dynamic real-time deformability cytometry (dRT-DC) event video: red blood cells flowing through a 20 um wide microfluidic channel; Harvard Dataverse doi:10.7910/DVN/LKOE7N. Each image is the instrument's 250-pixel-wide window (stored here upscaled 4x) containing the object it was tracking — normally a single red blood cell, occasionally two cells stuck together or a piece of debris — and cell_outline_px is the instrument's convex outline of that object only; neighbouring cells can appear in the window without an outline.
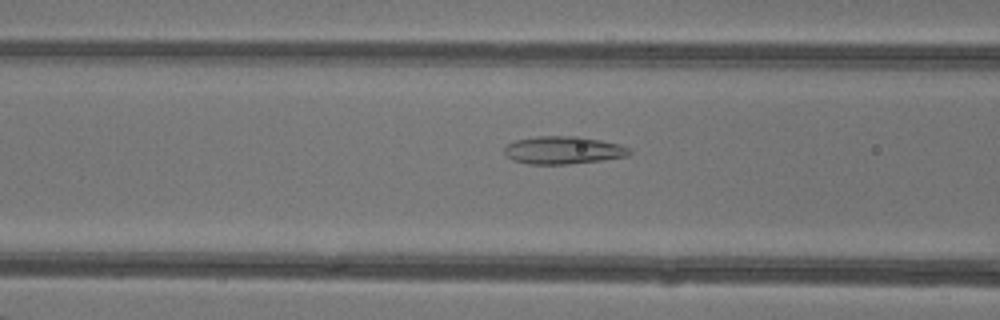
{"species": "common noctule bat (a hibernating species)", "species_latin": "Nyctalus noctula", "temperature_condition": "warm", "stored_images_in_passage": 48, "camera_frame_rate_fps": 3000, "um_per_image_px": 0.085, "animal": {"sex": "female"}, "frame": {"image": 1, "passage_image": 20, "time_ms": 6.333, "image_size_px": [1000, 320], "cell_outline_px": [[632, 152], [628, 156], [604, 160], [568, 164], [528, 164], [512, 160], [504, 152], [504, 148], [508, 144], [516, 140], [536, 136], [580, 136], [600, 140], [632, 148]], "centroid_in_image_um": [47.89, 12.77], "position_along_channel_um": 118.7, "area_um2": 20.29}}
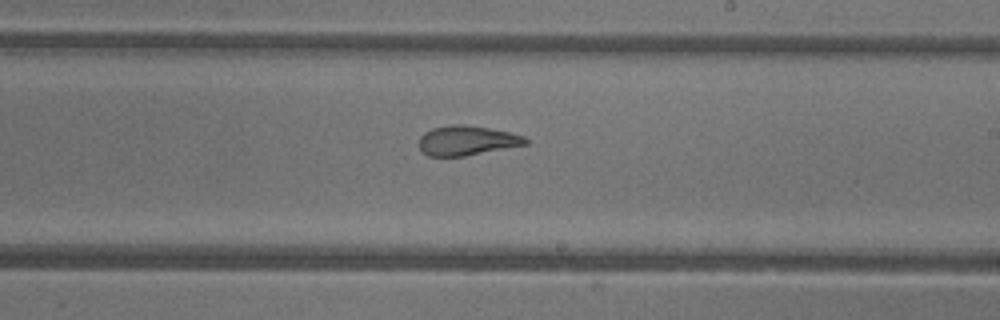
{"frame": {"image": 2, "passage_image": 29, "time_ms": 9.333, "image_size_px": [1000, 320], "cell_outline_px": [[528, 144], [464, 156], [428, 156], [416, 144], [420, 136], [424, 132], [432, 128], [452, 124], [464, 124], [488, 128], [508, 132], [524, 136], [528, 140]], "centroid_in_image_um": [39.64, 11.94], "position_along_channel_um": 249.4, "area_um2": 18.44}}
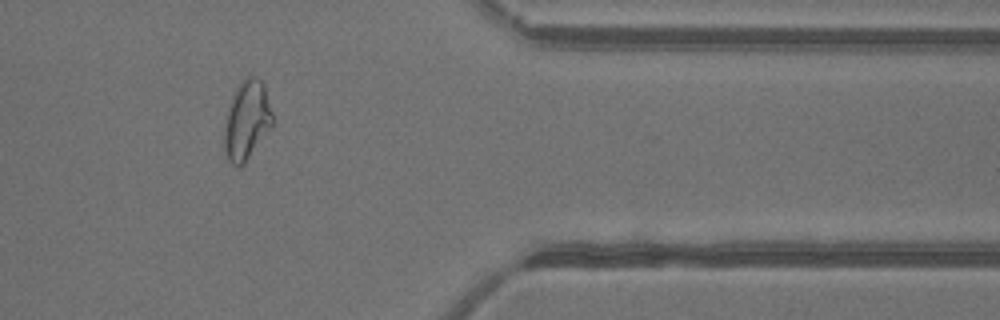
{"frame": {"image": 3, "passage_image": 40, "time_ms": 13.0, "image_size_px": [1000, 320], "cell_outline_px": [[276, 120], [272, 128], [244, 164], [240, 168], [236, 168], [228, 160], [224, 148], [224, 124], [228, 108], [232, 96], [240, 80], [248, 76], [256, 76], [264, 84]], "centroid_in_image_um": [21.01, 10.23], "position_along_channel_um": 390.4, "area_um2": 22.95}, "authors_computed_cell_mechanics": {"area_um2": 22.7443, "velocity_mm_per_s": 4.3434, "shape_relaxation_time_tau1_ms": null, "shape_relaxation_time_tau2_ms": 1.2333, "deformation_change_tau1": null, "deformation_change_tau2": 0.0826}}